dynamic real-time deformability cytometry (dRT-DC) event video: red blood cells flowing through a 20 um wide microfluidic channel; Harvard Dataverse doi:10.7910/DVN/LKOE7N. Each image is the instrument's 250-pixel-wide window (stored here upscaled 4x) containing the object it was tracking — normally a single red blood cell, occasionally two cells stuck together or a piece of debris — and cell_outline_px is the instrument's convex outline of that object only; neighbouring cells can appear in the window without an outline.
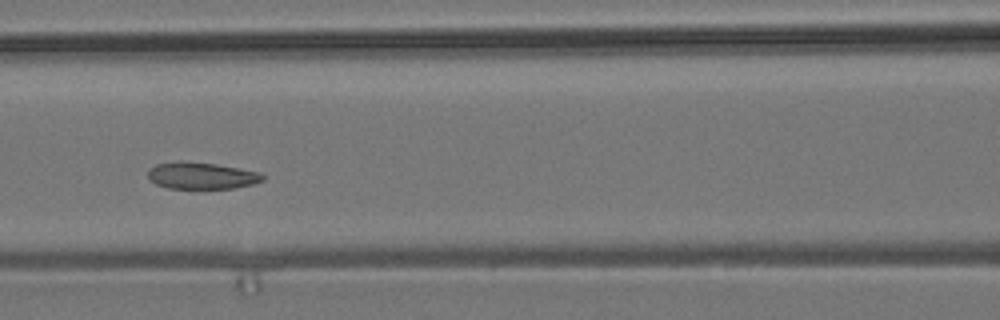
{"species": "common noctule bat (a hibernating species)", "species_latin": "Nyctalus noctula", "temperature_condition": "room temperature", "stored_images_in_passage": 8, "camera_frame_rate_fps": 3000, "um_per_image_px": 0.085, "animal": {"sex": "male", "body_mass_g": 19.2, "forearm_length_mm": 51.8}, "frame": {"image": 1, "passage_image": 6, "time_ms": 6.667, "image_size_px": [1000, 320], "cell_outline_px": [[264, 180], [252, 184], [232, 188], [168, 188], [156, 184], [148, 180], [148, 172], [156, 164], [176, 160], [180, 160], [216, 164], [240, 168], [260, 172], [264, 176]], "centroid_in_image_um": [17.11, 14.92], "position_along_channel_um": 149.5, "area_um2": 17.98}}
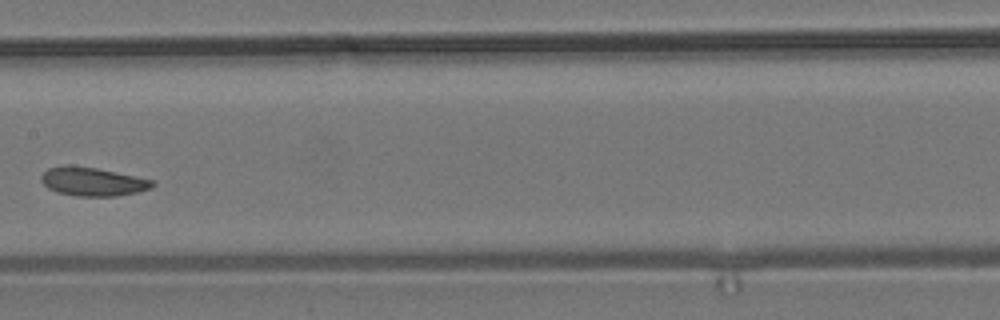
{"frame": {"image": 2, "passage_image": 7, "time_ms": 8.0, "image_size_px": [1000, 320], "cell_outline_px": [[156, 184], [152, 188], [136, 192], [116, 196], [76, 196], [56, 192], [48, 188], [40, 180], [40, 176], [48, 168], [64, 164], [68, 164], [96, 168], [152, 180]], "centroid_in_image_um": [7.82, 15.43], "position_along_channel_um": 199.6, "area_um2": 18.55}}
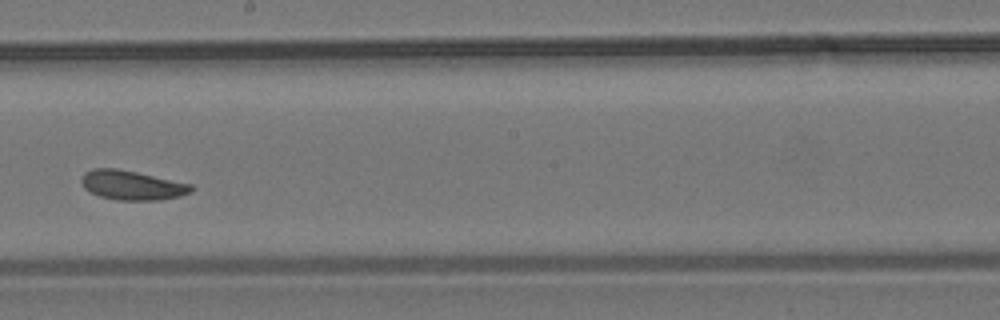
{"frame": {"image": 3, "passage_image": 8, "time_ms": 9.0, "image_size_px": [1000, 320], "cell_outline_px": [[196, 188], [192, 192], [180, 196], [160, 200], [116, 200], [100, 196], [84, 188], [80, 180], [84, 172], [92, 168], [116, 168], [136, 172], [192, 184]], "centroid_in_image_um": [11.24, 15.74], "position_along_channel_um": 237.0, "area_um2": 18.9}}